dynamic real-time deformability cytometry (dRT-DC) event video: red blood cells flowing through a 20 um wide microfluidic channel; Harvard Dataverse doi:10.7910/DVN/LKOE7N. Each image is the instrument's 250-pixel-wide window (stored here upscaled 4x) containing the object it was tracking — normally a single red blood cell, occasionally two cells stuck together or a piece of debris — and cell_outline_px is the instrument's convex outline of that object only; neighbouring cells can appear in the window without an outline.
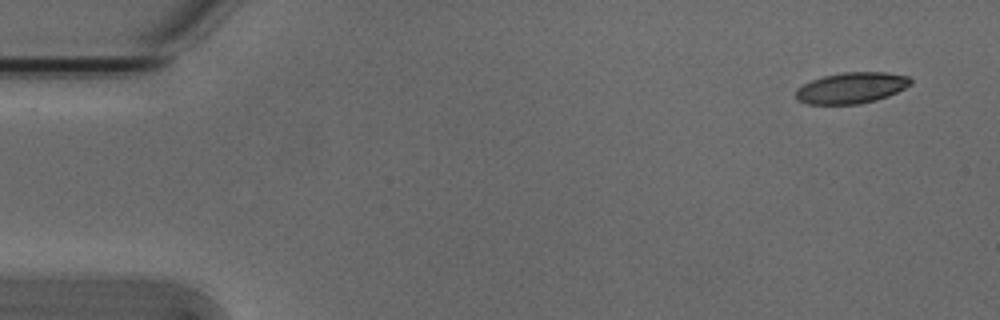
{"species": "Egyptian fruit bat (a non-hibernating species)", "species_latin": "Rousettus aegyptiacus", "temperature_condition": "cold", "stored_images_in_passage": 10, "camera_frame_rate_fps": 3000, "um_per_image_px": 0.085, "animal": {"sex": "male"}, "frame": {"image": 1, "passage_image": 1, "time_ms": 0.0, "image_size_px": [1000, 320], "cell_outline_px": [[912, 84], [888, 96], [876, 100], [860, 104], [808, 104], [796, 100], [796, 88], [812, 80], [824, 76], [844, 72], [888, 72], [908, 76], [912, 80]], "centroid_in_image_um": [72.38, 7.47], "position_along_channel_um": 12.6, "area_um2": 20.81}}